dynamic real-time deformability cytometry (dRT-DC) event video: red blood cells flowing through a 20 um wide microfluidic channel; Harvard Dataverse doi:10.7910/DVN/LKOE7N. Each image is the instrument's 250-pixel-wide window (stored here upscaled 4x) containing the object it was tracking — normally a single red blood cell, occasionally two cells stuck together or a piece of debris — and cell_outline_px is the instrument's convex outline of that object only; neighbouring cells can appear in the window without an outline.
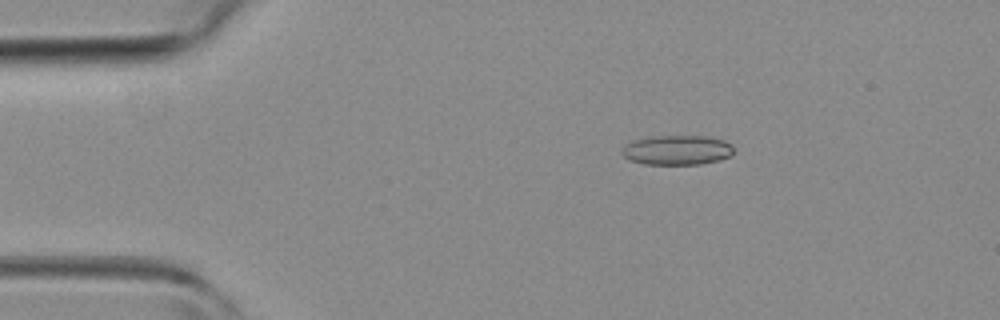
{"species": "common noctule bat (a hibernating species)", "species_latin": "Nyctalus noctula", "temperature_condition": "room temperature", "stored_images_in_passage": 42, "camera_frame_rate_fps": 3000, "um_per_image_px": 0.085, "animal": {"sex": "female", "body_mass_g": 19.3, "forearm_length_mm": 54.1}, "frame": {"image": 1, "passage_image": 5, "time_ms": 1.333, "image_size_px": [1000, 320], "cell_outline_px": [[736, 148], [732, 156], [720, 160], [700, 164], [644, 164], [632, 160], [624, 156], [620, 152], [624, 144], [632, 140], [652, 136], [708, 136], [724, 140], [732, 144]], "centroid_in_image_um": [57.59, 12.74], "position_along_channel_um": 27.4, "area_um2": 19.65}}
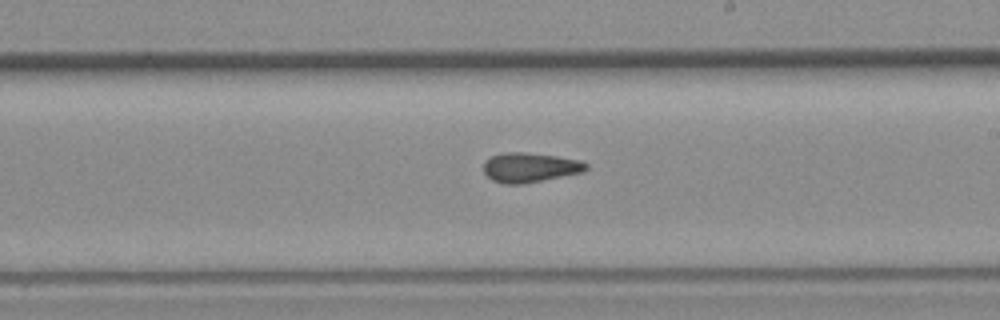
{"frame": {"image": 2, "passage_image": 23, "time_ms": 7.333, "image_size_px": [1000, 320], "cell_outline_px": [[588, 168], [584, 172], [520, 184], [504, 184], [492, 180], [484, 172], [484, 160], [492, 156], [508, 152], [524, 152], [556, 156], [580, 160], [588, 164]], "centroid_in_image_um": [45.05, 14.23], "position_along_channel_um": 244.0, "area_um2": 17.57}}
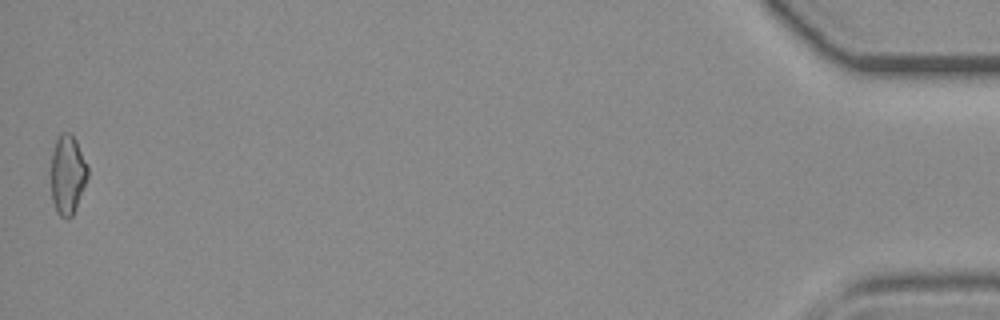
{"frame": {"image": 3, "passage_image": 42, "time_ms": 13.667, "image_size_px": [1000, 320], "cell_outline_px": [[88, 176], [72, 216], [68, 220], [60, 216], [56, 212], [52, 200], [48, 172], [52, 152], [56, 140], [60, 132], [68, 132], [76, 140], [88, 168]], "centroid_in_image_um": [5.68, 14.85], "position_along_channel_um": 429.5, "area_um2": 17.4}}